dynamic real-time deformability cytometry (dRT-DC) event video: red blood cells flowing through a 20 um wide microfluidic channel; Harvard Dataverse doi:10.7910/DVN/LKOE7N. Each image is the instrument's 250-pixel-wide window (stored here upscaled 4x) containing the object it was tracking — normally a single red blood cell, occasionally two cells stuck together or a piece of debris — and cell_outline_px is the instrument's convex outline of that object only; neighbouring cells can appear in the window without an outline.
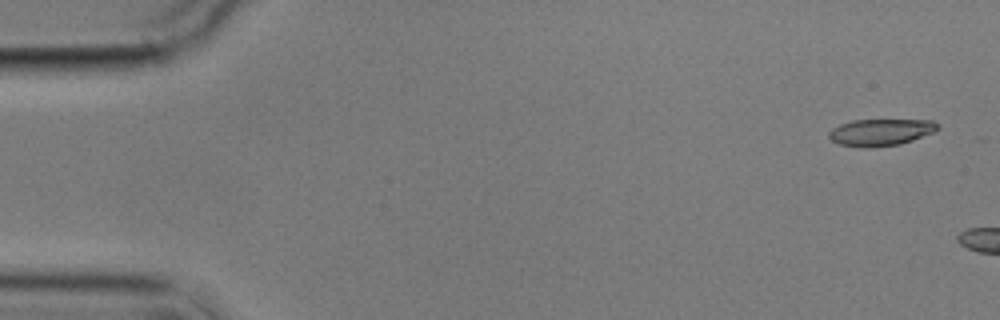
{"species": "common noctule bat (a hibernating species)", "species_latin": "Nyctalus noctula", "temperature_condition": "cold", "stored_images_in_passage": 3, "camera_frame_rate_fps": 3000, "um_per_image_px": 0.085, "animal": {"sex": "male", "body_mass_g": 17.9}, "frame": {"image": 1, "passage_image": 1, "time_ms": 0.0, "image_size_px": [1000, 320], "cell_outline_px": [[940, 128], [932, 132], [912, 140], [900, 144], [868, 148], [864, 148], [840, 144], [832, 140], [828, 136], [828, 132], [832, 128], [840, 124], [852, 120], [932, 120], [940, 124]], "centroid_in_image_um": [74.85, 11.24], "position_along_channel_um": 10.2, "area_um2": 16.99}}